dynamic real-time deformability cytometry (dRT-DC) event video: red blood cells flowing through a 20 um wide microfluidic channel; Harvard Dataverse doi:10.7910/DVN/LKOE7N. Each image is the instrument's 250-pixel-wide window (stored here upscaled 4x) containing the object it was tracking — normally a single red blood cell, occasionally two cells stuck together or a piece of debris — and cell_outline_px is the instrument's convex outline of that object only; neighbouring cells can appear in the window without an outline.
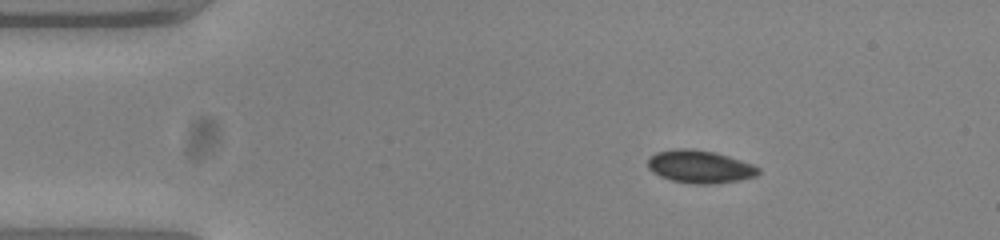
{"species": "common noctule bat (a hibernating species)", "species_latin": "Nyctalus noctula", "temperature_condition": "warm", "stored_images_in_passage": 46, "camera_frame_rate_fps": 3000, "um_per_image_px": 0.085, "animal": {"sex": "female", "body_mass_g": 23.0, "forearm_length_mm": 53.4}, "frame": {"image": 1, "passage_image": 1, "time_ms": 0.0, "image_size_px": [1000, 240], "cell_outline_px": [[760, 172], [756, 176], [736, 180], [708, 184], [692, 184], [672, 180], [660, 176], [652, 172], [648, 168], [648, 160], [656, 152], [676, 148], [688, 148], [712, 152], [728, 156], [752, 164], [760, 168]], "centroid_in_image_um": [59.46, 14.16], "position_along_channel_um": 25.5, "area_um2": 20.87}}
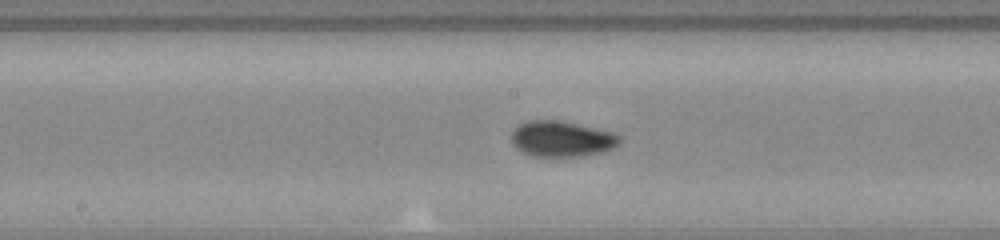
{"frame": {"image": 2, "passage_image": 20, "time_ms": 6.333, "image_size_px": [1000, 240], "cell_outline_px": [[620, 144], [612, 148], [600, 152], [580, 156], [532, 156], [520, 152], [512, 144], [512, 132], [520, 124], [528, 120], [556, 120], [616, 132], [620, 136]], "centroid_in_image_um": [47.74, 11.81], "position_along_channel_um": 200.5, "area_um2": 22.48}}
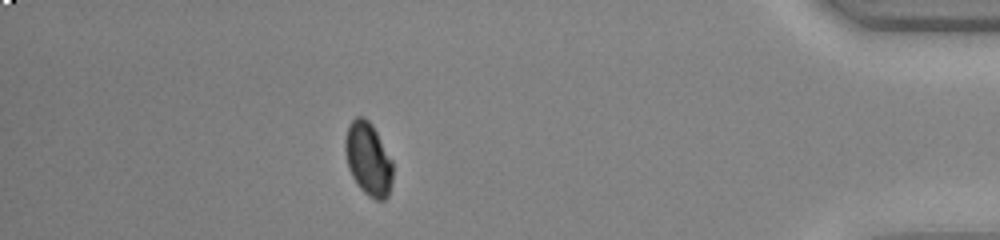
{"frame": {"image": 3, "passage_image": 40, "time_ms": 13.0, "image_size_px": [1000, 240], "cell_outline_px": [[392, 180], [388, 196], [384, 200], [376, 200], [368, 196], [360, 188], [352, 176], [348, 168], [344, 148], [344, 140], [348, 128], [352, 120], [356, 116], [364, 116], [372, 124], [392, 160]], "centroid_in_image_um": [31.29, 13.51], "position_along_channel_um": 403.9, "area_um2": 20.29}, "authors_computed_cell_mechanics": {"area_um2": 21.386, "velocity_mm_per_s": 3.7913, "shape_relaxation_time_tau1_ms": 4.9483, "shape_relaxation_time_tau2_ms": null, "deformation_change_tau1": 0.1114, "deformation_change_tau2": null}}